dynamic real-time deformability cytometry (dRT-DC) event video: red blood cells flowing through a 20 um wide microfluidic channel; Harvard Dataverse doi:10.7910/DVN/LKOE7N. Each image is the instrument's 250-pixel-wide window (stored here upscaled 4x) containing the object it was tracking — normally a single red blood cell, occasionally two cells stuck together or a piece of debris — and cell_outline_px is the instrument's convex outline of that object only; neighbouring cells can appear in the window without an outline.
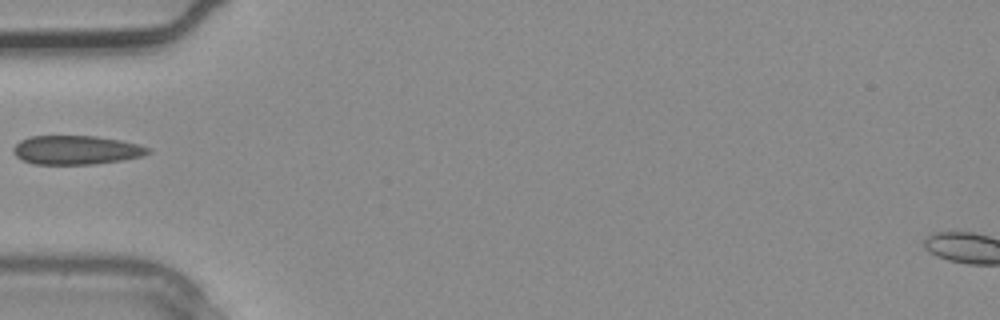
{"species": "common noctule bat (a hibernating species)", "species_latin": "Nyctalus noctula", "temperature_condition": "warm", "stored_images_in_passage": 3, "camera_frame_rate_fps": 3000, "um_per_image_px": 0.085, "animal": {"sex": "male", "body_mass_g": 20.4}, "frame": {"image": 1, "passage_image": 3, "time_ms": 0.667, "image_size_px": [1000, 320], "cell_outline_px": [[152, 152], [144, 156], [120, 160], [92, 164], [36, 164], [24, 160], [16, 156], [12, 152], [12, 148], [20, 140], [28, 136], [96, 136], [120, 140], [136, 144], [148, 148]], "centroid_in_image_um": [6.45, 12.74], "position_along_channel_um": 78.5, "area_um2": 22.6}}